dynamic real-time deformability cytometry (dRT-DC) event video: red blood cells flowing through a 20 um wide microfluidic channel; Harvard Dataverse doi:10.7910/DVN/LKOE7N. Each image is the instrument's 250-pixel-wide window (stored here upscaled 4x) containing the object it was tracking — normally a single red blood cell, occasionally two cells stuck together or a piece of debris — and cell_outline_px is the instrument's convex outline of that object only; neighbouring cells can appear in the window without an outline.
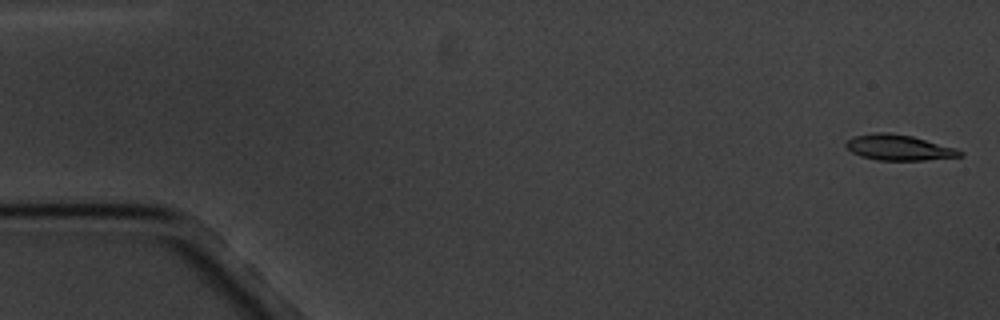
{"species": "common noctule bat (a hibernating species)", "species_latin": "Nyctalus noctula", "temperature_condition": "cold", "stored_images_in_passage": 5, "camera_frame_rate_fps": 3000, "um_per_image_px": 0.085, "animal": {"sex": "male", "body_mass_g": 20.1, "forearm_length_mm": 53.5}, "frame": {"image": 1, "passage_image": 1, "time_ms": 0.0, "image_size_px": [1000, 320], "cell_outline_px": [[964, 156], [924, 160], [876, 160], [860, 156], [852, 152], [844, 144], [852, 136], [876, 132], [888, 132], [912, 136], [956, 148], [964, 152]], "centroid_in_image_um": [76.4, 12.54], "position_along_channel_um": 8.6, "area_um2": 17.05}}
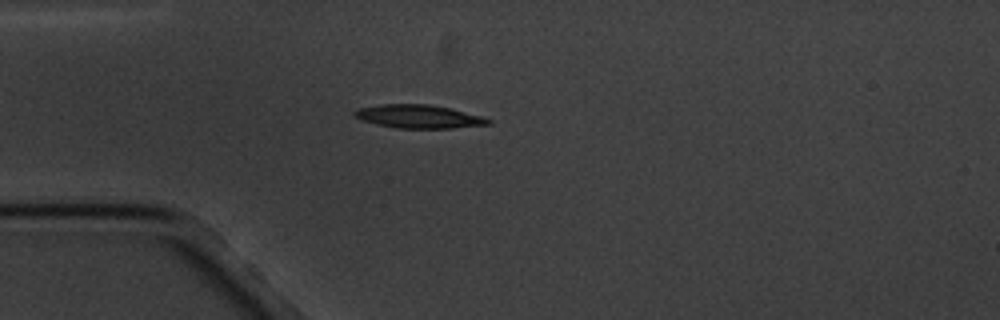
{"frame": {"image": 2, "passage_image": 5, "time_ms": 4.667, "image_size_px": [1000, 320], "cell_outline_px": [[492, 124], [452, 128], [396, 128], [376, 124], [364, 120], [356, 116], [352, 112], [360, 108], [380, 104], [428, 104], [448, 108], [480, 116], [492, 120]], "centroid_in_image_um": [35.6, 9.91], "position_along_channel_um": 49.4, "area_um2": 17.92}}